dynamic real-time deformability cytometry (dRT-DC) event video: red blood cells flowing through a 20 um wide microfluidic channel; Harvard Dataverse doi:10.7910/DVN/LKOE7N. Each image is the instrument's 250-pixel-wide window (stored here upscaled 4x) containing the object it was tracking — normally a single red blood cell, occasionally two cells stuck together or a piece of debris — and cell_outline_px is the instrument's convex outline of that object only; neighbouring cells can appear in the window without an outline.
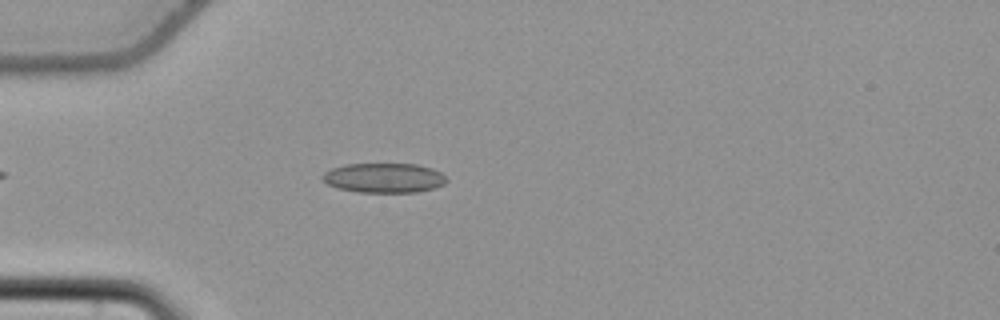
{"species": "common noctule bat (a hibernating species)", "species_latin": "Nyctalus noctula", "temperature_condition": "cold", "stored_images_in_passage": 47, "camera_frame_rate_fps": 3000, "um_per_image_px": 0.085, "animal": {"sex": "female", "body_mass_g": 22.7, "forearm_length_mm": 54.2}, "frame": {"image": 1, "passage_image": 8, "time_ms": 2.333, "image_size_px": [1000, 320], "cell_outline_px": [[448, 180], [444, 184], [436, 188], [416, 192], [360, 192], [336, 188], [328, 184], [320, 176], [324, 172], [332, 168], [344, 164], [416, 164], [432, 168], [440, 172]], "centroid_in_image_um": [32.64, 15.12], "position_along_channel_um": 52.4, "area_um2": 21.5}}
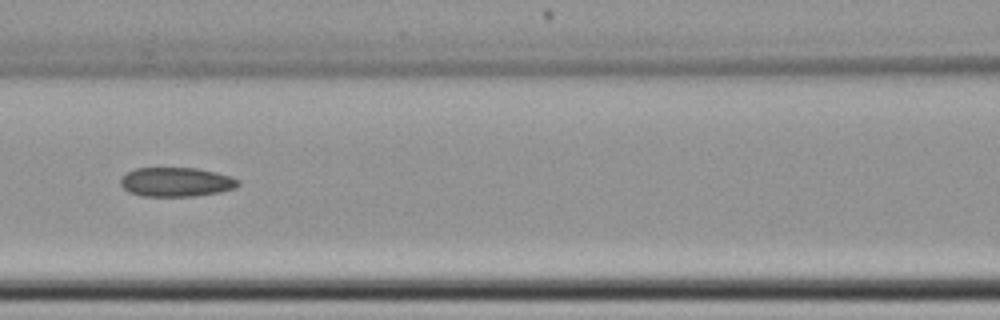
{"frame": {"image": 2, "passage_image": 17, "time_ms": 5.333, "image_size_px": [1000, 320], "cell_outline_px": [[240, 184], [236, 188], [220, 192], [192, 196], [140, 196], [128, 192], [120, 184], [120, 180], [128, 172], [136, 168], [196, 168], [216, 172], [240, 180]], "centroid_in_image_um": [14.98, 15.47], "position_along_channel_um": 151.6, "area_um2": 20.0}}
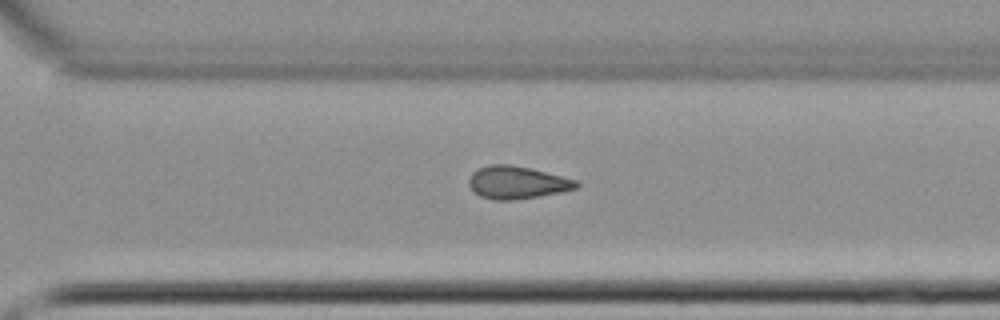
{"frame": {"image": 3, "passage_image": 31, "time_ms": 10.0, "image_size_px": [1000, 320], "cell_outline_px": [[580, 184], [576, 188], [560, 192], [540, 196], [512, 200], [492, 200], [480, 196], [468, 184], [468, 180], [472, 172], [488, 164], [512, 164], [532, 168], [576, 180]], "centroid_in_image_um": [43.93, 15.5], "position_along_channel_um": 326.7, "area_um2": 20.46}, "authors_computed_cell_mechanics": {"area_um2": 20.2878, "velocity_mm_per_s": 3.7567, "shape_relaxation_time_tau1_ms": null, "shape_relaxation_time_tau2_ms": 7.3389, "deformation_change_tau1": null, "deformation_change_tau2": 0.1442}}